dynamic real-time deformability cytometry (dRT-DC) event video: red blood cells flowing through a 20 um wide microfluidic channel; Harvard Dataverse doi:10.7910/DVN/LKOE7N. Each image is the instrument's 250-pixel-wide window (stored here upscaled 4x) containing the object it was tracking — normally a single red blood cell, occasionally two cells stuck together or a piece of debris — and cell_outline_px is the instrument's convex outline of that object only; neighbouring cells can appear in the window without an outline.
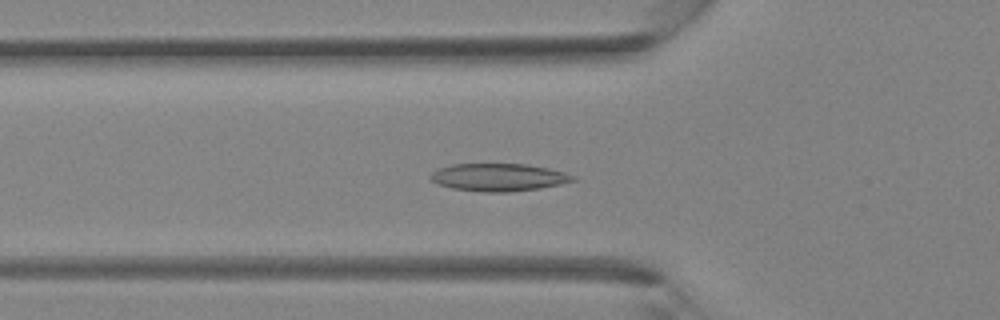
{"species": "Egyptian fruit bat (a non-hibernating species)", "species_latin": "Rousettus aegyptiacus", "temperature_condition": "room temperature", "stored_images_in_passage": 36, "camera_frame_rate_fps": 3000, "um_per_image_px": 0.085, "animal": {"sex": "female"}, "frame": {"image": 1, "passage_image": 9, "time_ms": 2.667, "image_size_px": [1000, 320], "cell_outline_px": [[576, 180], [560, 184], [540, 188], [512, 192], [484, 192], [452, 188], [440, 184], [432, 180], [428, 176], [432, 172], [440, 168], [452, 164], [528, 164], [548, 168], [564, 172], [576, 176]], "centroid_in_image_um": [42.41, 15.07], "position_along_channel_um": 83.4, "area_um2": 22.89}}
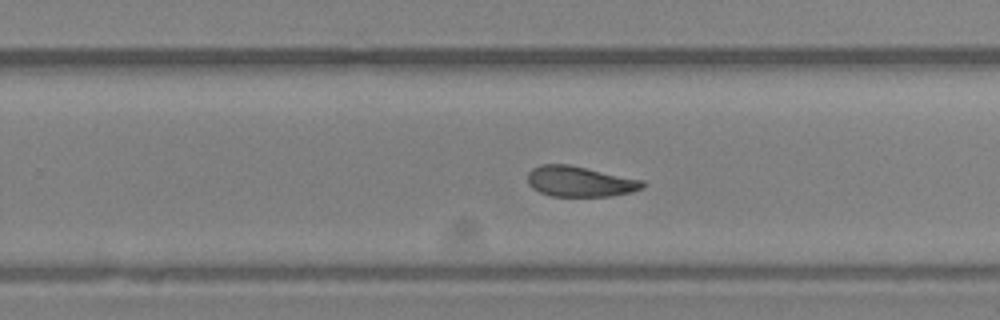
{"frame": {"image": 2, "passage_image": 21, "time_ms": 6.667, "image_size_px": [1000, 320], "cell_outline_px": [[644, 188], [632, 192], [608, 196], [552, 196], [540, 192], [532, 188], [528, 184], [528, 172], [532, 168], [540, 164], [568, 164], [644, 180]], "centroid_in_image_um": [49.28, 15.42], "position_along_channel_um": 280.5, "area_um2": 20.46}}
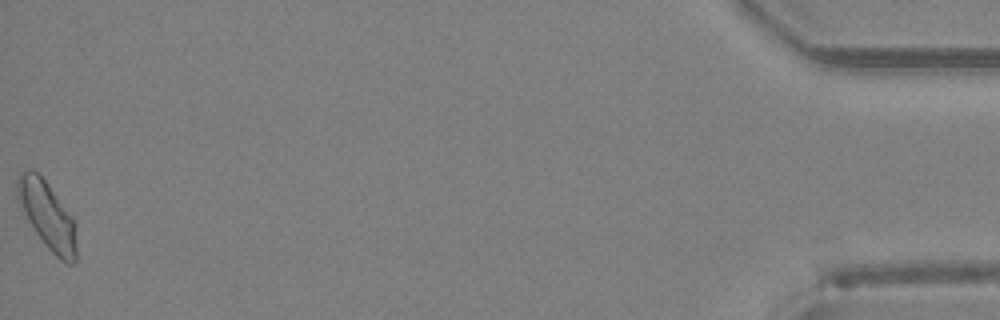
{"frame": {"image": 3, "passage_image": 36, "time_ms": 11.667, "image_size_px": [1000, 320], "cell_outline_px": [[76, 260], [72, 264], [68, 264], [60, 260], [44, 244], [28, 220], [16, 196], [16, 180], [20, 172], [24, 168], [32, 168], [48, 184], [72, 216], [76, 224]], "centroid_in_image_um": [4.02, 18.29], "position_along_channel_um": 431.2, "area_um2": 23.24}}